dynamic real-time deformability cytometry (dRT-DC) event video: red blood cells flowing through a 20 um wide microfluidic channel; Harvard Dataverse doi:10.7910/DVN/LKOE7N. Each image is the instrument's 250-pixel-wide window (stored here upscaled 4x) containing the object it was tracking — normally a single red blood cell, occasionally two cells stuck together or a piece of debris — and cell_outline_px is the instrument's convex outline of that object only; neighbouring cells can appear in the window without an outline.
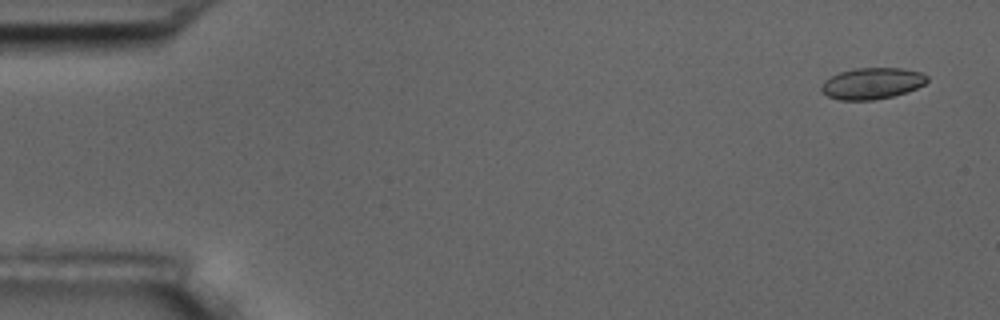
{"species": "common noctule bat (a hibernating species)", "species_latin": "Nyctalus noctula", "temperature_condition": "room temperature", "stored_images_in_passage": 5, "camera_frame_rate_fps": 3000, "um_per_image_px": 0.085, "animal": {"sex": "male", "body_mass_g": 17.5, "forearm_length_mm": 52.3}, "frame": {"image": 1, "passage_image": 1, "time_ms": 0.0, "image_size_px": [1000, 320], "cell_outline_px": [[928, 80], [924, 84], [908, 92], [892, 96], [872, 100], [840, 100], [828, 96], [820, 88], [824, 80], [840, 72], [856, 68], [900, 68], [920, 72], [928, 76]], "centroid_in_image_um": [74.13, 7.09], "position_along_channel_um": 10.9, "area_um2": 19.19}}